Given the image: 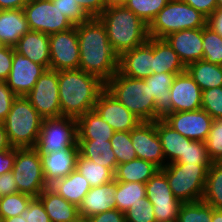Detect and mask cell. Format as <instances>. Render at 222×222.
Returning <instances> with one entry per match:
<instances>
[{"instance_id": "obj_1", "label": "cell", "mask_w": 222, "mask_h": 222, "mask_svg": "<svg viewBox=\"0 0 222 222\" xmlns=\"http://www.w3.org/2000/svg\"><path fill=\"white\" fill-rule=\"evenodd\" d=\"M80 62L79 69L106 83L119 68V56L112 49L104 24L98 17L76 25Z\"/></svg>"}, {"instance_id": "obj_2", "label": "cell", "mask_w": 222, "mask_h": 222, "mask_svg": "<svg viewBox=\"0 0 222 222\" xmlns=\"http://www.w3.org/2000/svg\"><path fill=\"white\" fill-rule=\"evenodd\" d=\"M61 117L78 119L93 110L105 83L81 69L58 71Z\"/></svg>"}, {"instance_id": "obj_3", "label": "cell", "mask_w": 222, "mask_h": 222, "mask_svg": "<svg viewBox=\"0 0 222 222\" xmlns=\"http://www.w3.org/2000/svg\"><path fill=\"white\" fill-rule=\"evenodd\" d=\"M98 18L104 24L109 43L120 57L148 41V25L126 6H108Z\"/></svg>"}, {"instance_id": "obj_4", "label": "cell", "mask_w": 222, "mask_h": 222, "mask_svg": "<svg viewBox=\"0 0 222 222\" xmlns=\"http://www.w3.org/2000/svg\"><path fill=\"white\" fill-rule=\"evenodd\" d=\"M105 90L142 122L155 121V100L144 79L119 71L105 83Z\"/></svg>"}, {"instance_id": "obj_5", "label": "cell", "mask_w": 222, "mask_h": 222, "mask_svg": "<svg viewBox=\"0 0 222 222\" xmlns=\"http://www.w3.org/2000/svg\"><path fill=\"white\" fill-rule=\"evenodd\" d=\"M43 120L25 96H17L3 121L10 145L15 148L35 147Z\"/></svg>"}, {"instance_id": "obj_6", "label": "cell", "mask_w": 222, "mask_h": 222, "mask_svg": "<svg viewBox=\"0 0 222 222\" xmlns=\"http://www.w3.org/2000/svg\"><path fill=\"white\" fill-rule=\"evenodd\" d=\"M207 18L180 0H170L148 25L149 37L163 39L170 33L203 28Z\"/></svg>"}, {"instance_id": "obj_7", "label": "cell", "mask_w": 222, "mask_h": 222, "mask_svg": "<svg viewBox=\"0 0 222 222\" xmlns=\"http://www.w3.org/2000/svg\"><path fill=\"white\" fill-rule=\"evenodd\" d=\"M210 165L166 163L160 169L167 177L174 196L181 203L202 200Z\"/></svg>"}, {"instance_id": "obj_8", "label": "cell", "mask_w": 222, "mask_h": 222, "mask_svg": "<svg viewBox=\"0 0 222 222\" xmlns=\"http://www.w3.org/2000/svg\"><path fill=\"white\" fill-rule=\"evenodd\" d=\"M12 172L20 193L38 197L49 187L45 181L41 155L34 147L16 148Z\"/></svg>"}, {"instance_id": "obj_9", "label": "cell", "mask_w": 222, "mask_h": 222, "mask_svg": "<svg viewBox=\"0 0 222 222\" xmlns=\"http://www.w3.org/2000/svg\"><path fill=\"white\" fill-rule=\"evenodd\" d=\"M34 148L40 154H49L67 148H78L77 120L63 116L44 119Z\"/></svg>"}, {"instance_id": "obj_10", "label": "cell", "mask_w": 222, "mask_h": 222, "mask_svg": "<svg viewBox=\"0 0 222 222\" xmlns=\"http://www.w3.org/2000/svg\"><path fill=\"white\" fill-rule=\"evenodd\" d=\"M30 31L53 34L72 28L73 23L51 0H30L23 8Z\"/></svg>"}, {"instance_id": "obj_11", "label": "cell", "mask_w": 222, "mask_h": 222, "mask_svg": "<svg viewBox=\"0 0 222 222\" xmlns=\"http://www.w3.org/2000/svg\"><path fill=\"white\" fill-rule=\"evenodd\" d=\"M146 198L153 205L155 222H177L181 202L174 196L166 175L159 170L146 183Z\"/></svg>"}, {"instance_id": "obj_12", "label": "cell", "mask_w": 222, "mask_h": 222, "mask_svg": "<svg viewBox=\"0 0 222 222\" xmlns=\"http://www.w3.org/2000/svg\"><path fill=\"white\" fill-rule=\"evenodd\" d=\"M25 97L43 119L61 117L58 71L47 69Z\"/></svg>"}, {"instance_id": "obj_13", "label": "cell", "mask_w": 222, "mask_h": 222, "mask_svg": "<svg viewBox=\"0 0 222 222\" xmlns=\"http://www.w3.org/2000/svg\"><path fill=\"white\" fill-rule=\"evenodd\" d=\"M50 69L56 71L79 69L80 50L76 25L49 35Z\"/></svg>"}, {"instance_id": "obj_14", "label": "cell", "mask_w": 222, "mask_h": 222, "mask_svg": "<svg viewBox=\"0 0 222 222\" xmlns=\"http://www.w3.org/2000/svg\"><path fill=\"white\" fill-rule=\"evenodd\" d=\"M130 137L137 158L150 161L160 169L165 167V157L156 130V121L141 122L130 131Z\"/></svg>"}, {"instance_id": "obj_15", "label": "cell", "mask_w": 222, "mask_h": 222, "mask_svg": "<svg viewBox=\"0 0 222 222\" xmlns=\"http://www.w3.org/2000/svg\"><path fill=\"white\" fill-rule=\"evenodd\" d=\"M213 118L203 109L173 112L164 121L182 136L205 142L208 138Z\"/></svg>"}, {"instance_id": "obj_16", "label": "cell", "mask_w": 222, "mask_h": 222, "mask_svg": "<svg viewBox=\"0 0 222 222\" xmlns=\"http://www.w3.org/2000/svg\"><path fill=\"white\" fill-rule=\"evenodd\" d=\"M46 70L44 66L32 62L14 49L12 68L6 83L17 96H26Z\"/></svg>"}, {"instance_id": "obj_17", "label": "cell", "mask_w": 222, "mask_h": 222, "mask_svg": "<svg viewBox=\"0 0 222 222\" xmlns=\"http://www.w3.org/2000/svg\"><path fill=\"white\" fill-rule=\"evenodd\" d=\"M94 110L115 132L131 131L142 122L105 89L99 94Z\"/></svg>"}, {"instance_id": "obj_18", "label": "cell", "mask_w": 222, "mask_h": 222, "mask_svg": "<svg viewBox=\"0 0 222 222\" xmlns=\"http://www.w3.org/2000/svg\"><path fill=\"white\" fill-rule=\"evenodd\" d=\"M173 112L201 109L202 90L187 71L177 74L170 87Z\"/></svg>"}, {"instance_id": "obj_19", "label": "cell", "mask_w": 222, "mask_h": 222, "mask_svg": "<svg viewBox=\"0 0 222 222\" xmlns=\"http://www.w3.org/2000/svg\"><path fill=\"white\" fill-rule=\"evenodd\" d=\"M185 66L203 58V28L185 29L163 38Z\"/></svg>"}, {"instance_id": "obj_20", "label": "cell", "mask_w": 222, "mask_h": 222, "mask_svg": "<svg viewBox=\"0 0 222 222\" xmlns=\"http://www.w3.org/2000/svg\"><path fill=\"white\" fill-rule=\"evenodd\" d=\"M118 71L135 79H145L152 75V37L144 44L124 52L119 57Z\"/></svg>"}, {"instance_id": "obj_21", "label": "cell", "mask_w": 222, "mask_h": 222, "mask_svg": "<svg viewBox=\"0 0 222 222\" xmlns=\"http://www.w3.org/2000/svg\"><path fill=\"white\" fill-rule=\"evenodd\" d=\"M115 190V179L109 183L91 188L78 207L79 216L89 218L115 208Z\"/></svg>"}, {"instance_id": "obj_22", "label": "cell", "mask_w": 222, "mask_h": 222, "mask_svg": "<svg viewBox=\"0 0 222 222\" xmlns=\"http://www.w3.org/2000/svg\"><path fill=\"white\" fill-rule=\"evenodd\" d=\"M78 154V148H67L49 154H40L46 183L50 185L76 169Z\"/></svg>"}, {"instance_id": "obj_23", "label": "cell", "mask_w": 222, "mask_h": 222, "mask_svg": "<svg viewBox=\"0 0 222 222\" xmlns=\"http://www.w3.org/2000/svg\"><path fill=\"white\" fill-rule=\"evenodd\" d=\"M175 77L176 74L171 73H154L144 79L155 100V121L164 120L169 114L173 113L170 87Z\"/></svg>"}, {"instance_id": "obj_24", "label": "cell", "mask_w": 222, "mask_h": 222, "mask_svg": "<svg viewBox=\"0 0 222 222\" xmlns=\"http://www.w3.org/2000/svg\"><path fill=\"white\" fill-rule=\"evenodd\" d=\"M16 52L29 58L32 62L50 69L49 35L29 31L22 36L14 46Z\"/></svg>"}, {"instance_id": "obj_25", "label": "cell", "mask_w": 222, "mask_h": 222, "mask_svg": "<svg viewBox=\"0 0 222 222\" xmlns=\"http://www.w3.org/2000/svg\"><path fill=\"white\" fill-rule=\"evenodd\" d=\"M186 71L177 53L164 39L152 38V72L180 74Z\"/></svg>"}, {"instance_id": "obj_26", "label": "cell", "mask_w": 222, "mask_h": 222, "mask_svg": "<svg viewBox=\"0 0 222 222\" xmlns=\"http://www.w3.org/2000/svg\"><path fill=\"white\" fill-rule=\"evenodd\" d=\"M30 31L23 9L0 10V40L14 47Z\"/></svg>"}, {"instance_id": "obj_27", "label": "cell", "mask_w": 222, "mask_h": 222, "mask_svg": "<svg viewBox=\"0 0 222 222\" xmlns=\"http://www.w3.org/2000/svg\"><path fill=\"white\" fill-rule=\"evenodd\" d=\"M49 187L77 207L91 189L88 180L77 169H74L67 176L55 180Z\"/></svg>"}, {"instance_id": "obj_28", "label": "cell", "mask_w": 222, "mask_h": 222, "mask_svg": "<svg viewBox=\"0 0 222 222\" xmlns=\"http://www.w3.org/2000/svg\"><path fill=\"white\" fill-rule=\"evenodd\" d=\"M51 222H74L79 216L78 207L69 203L50 187L38 196Z\"/></svg>"}, {"instance_id": "obj_29", "label": "cell", "mask_w": 222, "mask_h": 222, "mask_svg": "<svg viewBox=\"0 0 222 222\" xmlns=\"http://www.w3.org/2000/svg\"><path fill=\"white\" fill-rule=\"evenodd\" d=\"M115 130L93 109L77 119V140L108 141Z\"/></svg>"}, {"instance_id": "obj_30", "label": "cell", "mask_w": 222, "mask_h": 222, "mask_svg": "<svg viewBox=\"0 0 222 222\" xmlns=\"http://www.w3.org/2000/svg\"><path fill=\"white\" fill-rule=\"evenodd\" d=\"M79 154L94 163L109 168L115 173L117 158L111 148V142L95 140H77Z\"/></svg>"}, {"instance_id": "obj_31", "label": "cell", "mask_w": 222, "mask_h": 222, "mask_svg": "<svg viewBox=\"0 0 222 222\" xmlns=\"http://www.w3.org/2000/svg\"><path fill=\"white\" fill-rule=\"evenodd\" d=\"M160 168L150 161L140 158L127 163L119 164L114 173V179L118 182L146 183Z\"/></svg>"}, {"instance_id": "obj_32", "label": "cell", "mask_w": 222, "mask_h": 222, "mask_svg": "<svg viewBox=\"0 0 222 222\" xmlns=\"http://www.w3.org/2000/svg\"><path fill=\"white\" fill-rule=\"evenodd\" d=\"M186 71L202 91L222 86V65L199 60L188 64Z\"/></svg>"}, {"instance_id": "obj_33", "label": "cell", "mask_w": 222, "mask_h": 222, "mask_svg": "<svg viewBox=\"0 0 222 222\" xmlns=\"http://www.w3.org/2000/svg\"><path fill=\"white\" fill-rule=\"evenodd\" d=\"M156 130L160 137L164 157L175 163L185 150L186 137L174 130L164 120H156Z\"/></svg>"}, {"instance_id": "obj_34", "label": "cell", "mask_w": 222, "mask_h": 222, "mask_svg": "<svg viewBox=\"0 0 222 222\" xmlns=\"http://www.w3.org/2000/svg\"><path fill=\"white\" fill-rule=\"evenodd\" d=\"M115 208L125 213L131 205H136L140 199L146 197V187L139 182L116 181Z\"/></svg>"}, {"instance_id": "obj_35", "label": "cell", "mask_w": 222, "mask_h": 222, "mask_svg": "<svg viewBox=\"0 0 222 222\" xmlns=\"http://www.w3.org/2000/svg\"><path fill=\"white\" fill-rule=\"evenodd\" d=\"M202 201L222 209V162H212L207 173Z\"/></svg>"}, {"instance_id": "obj_36", "label": "cell", "mask_w": 222, "mask_h": 222, "mask_svg": "<svg viewBox=\"0 0 222 222\" xmlns=\"http://www.w3.org/2000/svg\"><path fill=\"white\" fill-rule=\"evenodd\" d=\"M76 169L89 182L91 188L109 183L114 179V173L107 167L101 166L78 154Z\"/></svg>"}, {"instance_id": "obj_37", "label": "cell", "mask_w": 222, "mask_h": 222, "mask_svg": "<svg viewBox=\"0 0 222 222\" xmlns=\"http://www.w3.org/2000/svg\"><path fill=\"white\" fill-rule=\"evenodd\" d=\"M212 206L204 201L182 203L177 222H211Z\"/></svg>"}, {"instance_id": "obj_38", "label": "cell", "mask_w": 222, "mask_h": 222, "mask_svg": "<svg viewBox=\"0 0 222 222\" xmlns=\"http://www.w3.org/2000/svg\"><path fill=\"white\" fill-rule=\"evenodd\" d=\"M177 164H196V165H211L206 143L198 140H185V150L183 155L175 162Z\"/></svg>"}, {"instance_id": "obj_39", "label": "cell", "mask_w": 222, "mask_h": 222, "mask_svg": "<svg viewBox=\"0 0 222 222\" xmlns=\"http://www.w3.org/2000/svg\"><path fill=\"white\" fill-rule=\"evenodd\" d=\"M209 63L222 65V37L207 25L203 27V58Z\"/></svg>"}, {"instance_id": "obj_40", "label": "cell", "mask_w": 222, "mask_h": 222, "mask_svg": "<svg viewBox=\"0 0 222 222\" xmlns=\"http://www.w3.org/2000/svg\"><path fill=\"white\" fill-rule=\"evenodd\" d=\"M110 142L111 148L117 158V165L127 163L137 158L131 142L130 131L115 132Z\"/></svg>"}, {"instance_id": "obj_41", "label": "cell", "mask_w": 222, "mask_h": 222, "mask_svg": "<svg viewBox=\"0 0 222 222\" xmlns=\"http://www.w3.org/2000/svg\"><path fill=\"white\" fill-rule=\"evenodd\" d=\"M32 198L20 192L0 198V221L20 215L28 207Z\"/></svg>"}, {"instance_id": "obj_42", "label": "cell", "mask_w": 222, "mask_h": 222, "mask_svg": "<svg viewBox=\"0 0 222 222\" xmlns=\"http://www.w3.org/2000/svg\"><path fill=\"white\" fill-rule=\"evenodd\" d=\"M170 0H129L126 7L147 25Z\"/></svg>"}, {"instance_id": "obj_43", "label": "cell", "mask_w": 222, "mask_h": 222, "mask_svg": "<svg viewBox=\"0 0 222 222\" xmlns=\"http://www.w3.org/2000/svg\"><path fill=\"white\" fill-rule=\"evenodd\" d=\"M205 143L210 160L212 162H222V119L213 120Z\"/></svg>"}, {"instance_id": "obj_44", "label": "cell", "mask_w": 222, "mask_h": 222, "mask_svg": "<svg viewBox=\"0 0 222 222\" xmlns=\"http://www.w3.org/2000/svg\"><path fill=\"white\" fill-rule=\"evenodd\" d=\"M214 120L222 119V86L202 91V107Z\"/></svg>"}, {"instance_id": "obj_45", "label": "cell", "mask_w": 222, "mask_h": 222, "mask_svg": "<svg viewBox=\"0 0 222 222\" xmlns=\"http://www.w3.org/2000/svg\"><path fill=\"white\" fill-rule=\"evenodd\" d=\"M126 222H155L153 205L145 197L125 212Z\"/></svg>"}, {"instance_id": "obj_46", "label": "cell", "mask_w": 222, "mask_h": 222, "mask_svg": "<svg viewBox=\"0 0 222 222\" xmlns=\"http://www.w3.org/2000/svg\"><path fill=\"white\" fill-rule=\"evenodd\" d=\"M73 25H78L91 17L80 7L75 0H51Z\"/></svg>"}, {"instance_id": "obj_47", "label": "cell", "mask_w": 222, "mask_h": 222, "mask_svg": "<svg viewBox=\"0 0 222 222\" xmlns=\"http://www.w3.org/2000/svg\"><path fill=\"white\" fill-rule=\"evenodd\" d=\"M20 215L27 222H51L38 197H33L28 207Z\"/></svg>"}, {"instance_id": "obj_48", "label": "cell", "mask_w": 222, "mask_h": 222, "mask_svg": "<svg viewBox=\"0 0 222 222\" xmlns=\"http://www.w3.org/2000/svg\"><path fill=\"white\" fill-rule=\"evenodd\" d=\"M17 95L8 87L6 81H0V121L3 122L11 110Z\"/></svg>"}, {"instance_id": "obj_49", "label": "cell", "mask_w": 222, "mask_h": 222, "mask_svg": "<svg viewBox=\"0 0 222 222\" xmlns=\"http://www.w3.org/2000/svg\"><path fill=\"white\" fill-rule=\"evenodd\" d=\"M14 47L6 46L0 50V81H6L12 68Z\"/></svg>"}, {"instance_id": "obj_50", "label": "cell", "mask_w": 222, "mask_h": 222, "mask_svg": "<svg viewBox=\"0 0 222 222\" xmlns=\"http://www.w3.org/2000/svg\"><path fill=\"white\" fill-rule=\"evenodd\" d=\"M90 16L98 17L109 5L108 0H75Z\"/></svg>"}, {"instance_id": "obj_51", "label": "cell", "mask_w": 222, "mask_h": 222, "mask_svg": "<svg viewBox=\"0 0 222 222\" xmlns=\"http://www.w3.org/2000/svg\"><path fill=\"white\" fill-rule=\"evenodd\" d=\"M89 222H126L125 213L113 208L87 218Z\"/></svg>"}, {"instance_id": "obj_52", "label": "cell", "mask_w": 222, "mask_h": 222, "mask_svg": "<svg viewBox=\"0 0 222 222\" xmlns=\"http://www.w3.org/2000/svg\"><path fill=\"white\" fill-rule=\"evenodd\" d=\"M16 181L13 172H7L0 175V198L18 193Z\"/></svg>"}, {"instance_id": "obj_53", "label": "cell", "mask_w": 222, "mask_h": 222, "mask_svg": "<svg viewBox=\"0 0 222 222\" xmlns=\"http://www.w3.org/2000/svg\"><path fill=\"white\" fill-rule=\"evenodd\" d=\"M194 7L208 18L217 9V0H180Z\"/></svg>"}, {"instance_id": "obj_54", "label": "cell", "mask_w": 222, "mask_h": 222, "mask_svg": "<svg viewBox=\"0 0 222 222\" xmlns=\"http://www.w3.org/2000/svg\"><path fill=\"white\" fill-rule=\"evenodd\" d=\"M15 159V147H11L9 150H4L0 152V175L13 170Z\"/></svg>"}, {"instance_id": "obj_55", "label": "cell", "mask_w": 222, "mask_h": 222, "mask_svg": "<svg viewBox=\"0 0 222 222\" xmlns=\"http://www.w3.org/2000/svg\"><path fill=\"white\" fill-rule=\"evenodd\" d=\"M207 26L222 37V8H217L207 18Z\"/></svg>"}, {"instance_id": "obj_56", "label": "cell", "mask_w": 222, "mask_h": 222, "mask_svg": "<svg viewBox=\"0 0 222 222\" xmlns=\"http://www.w3.org/2000/svg\"><path fill=\"white\" fill-rule=\"evenodd\" d=\"M30 0H0V10L23 9Z\"/></svg>"}, {"instance_id": "obj_57", "label": "cell", "mask_w": 222, "mask_h": 222, "mask_svg": "<svg viewBox=\"0 0 222 222\" xmlns=\"http://www.w3.org/2000/svg\"><path fill=\"white\" fill-rule=\"evenodd\" d=\"M11 147L12 146L8 141L4 124L0 121V152L4 150H9Z\"/></svg>"}, {"instance_id": "obj_58", "label": "cell", "mask_w": 222, "mask_h": 222, "mask_svg": "<svg viewBox=\"0 0 222 222\" xmlns=\"http://www.w3.org/2000/svg\"><path fill=\"white\" fill-rule=\"evenodd\" d=\"M211 222H222V209H214L212 207Z\"/></svg>"}, {"instance_id": "obj_59", "label": "cell", "mask_w": 222, "mask_h": 222, "mask_svg": "<svg viewBox=\"0 0 222 222\" xmlns=\"http://www.w3.org/2000/svg\"><path fill=\"white\" fill-rule=\"evenodd\" d=\"M129 0H108L109 6H126Z\"/></svg>"}, {"instance_id": "obj_60", "label": "cell", "mask_w": 222, "mask_h": 222, "mask_svg": "<svg viewBox=\"0 0 222 222\" xmlns=\"http://www.w3.org/2000/svg\"><path fill=\"white\" fill-rule=\"evenodd\" d=\"M1 222H27L25 219L21 217V215L13 216L8 219H2Z\"/></svg>"}, {"instance_id": "obj_61", "label": "cell", "mask_w": 222, "mask_h": 222, "mask_svg": "<svg viewBox=\"0 0 222 222\" xmlns=\"http://www.w3.org/2000/svg\"><path fill=\"white\" fill-rule=\"evenodd\" d=\"M74 222H89V220L87 218H82V217H79L76 221Z\"/></svg>"}, {"instance_id": "obj_62", "label": "cell", "mask_w": 222, "mask_h": 222, "mask_svg": "<svg viewBox=\"0 0 222 222\" xmlns=\"http://www.w3.org/2000/svg\"><path fill=\"white\" fill-rule=\"evenodd\" d=\"M7 45H5V43L0 40V50L4 49Z\"/></svg>"}, {"instance_id": "obj_63", "label": "cell", "mask_w": 222, "mask_h": 222, "mask_svg": "<svg viewBox=\"0 0 222 222\" xmlns=\"http://www.w3.org/2000/svg\"><path fill=\"white\" fill-rule=\"evenodd\" d=\"M217 8H222V0H217Z\"/></svg>"}]
</instances>
